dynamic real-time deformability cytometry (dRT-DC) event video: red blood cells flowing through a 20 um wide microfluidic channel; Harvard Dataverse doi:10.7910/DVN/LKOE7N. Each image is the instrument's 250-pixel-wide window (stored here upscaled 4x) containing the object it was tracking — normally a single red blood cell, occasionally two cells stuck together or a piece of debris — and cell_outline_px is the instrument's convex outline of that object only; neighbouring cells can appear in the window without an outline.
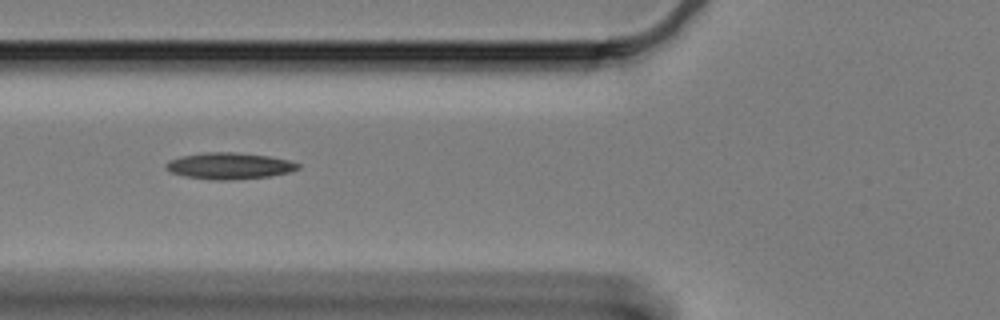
{"species": "Egyptian fruit bat (a non-hibernating species)", "species_latin": "Rousettus aegyptiacus", "temperature_condition": "cold", "stored_images_in_passage": 18, "camera_frame_rate_fps": 3000, "um_per_image_px": 0.085, "animal": {"sex": "female"}, "frame": {"image": 1, "passage_image": 7, "time_ms": 2.0, "image_size_px": [1000, 320], "cell_outline_px": [[300, 168], [288, 172], [272, 176], [232, 180], [212, 180], [188, 176], [172, 172], [164, 164], [168, 160], [180, 156], [204, 152], [236, 152], [268, 156], [288, 160], [300, 164]], "centroid_in_image_um": [19.5, 14.09], "position_along_channel_um": 106.3, "area_um2": 20.29}}
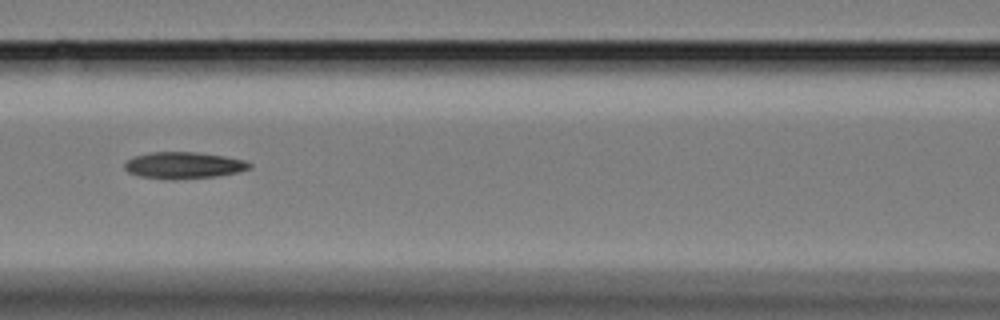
{"frame": {"image": 2, "passage_image": 11, "time_ms": 3.333, "image_size_px": [1000, 320], "cell_outline_px": [[252, 168], [236, 172], [216, 176], [176, 180], [172, 180], [140, 176], [128, 172], [124, 168], [124, 164], [128, 160], [136, 156], [152, 152], [196, 152], [224, 156], [244, 160], [252, 164]], "centroid_in_image_um": [15.62, 14.06], "position_along_channel_um": 151.0, "area_um2": 19.31}}